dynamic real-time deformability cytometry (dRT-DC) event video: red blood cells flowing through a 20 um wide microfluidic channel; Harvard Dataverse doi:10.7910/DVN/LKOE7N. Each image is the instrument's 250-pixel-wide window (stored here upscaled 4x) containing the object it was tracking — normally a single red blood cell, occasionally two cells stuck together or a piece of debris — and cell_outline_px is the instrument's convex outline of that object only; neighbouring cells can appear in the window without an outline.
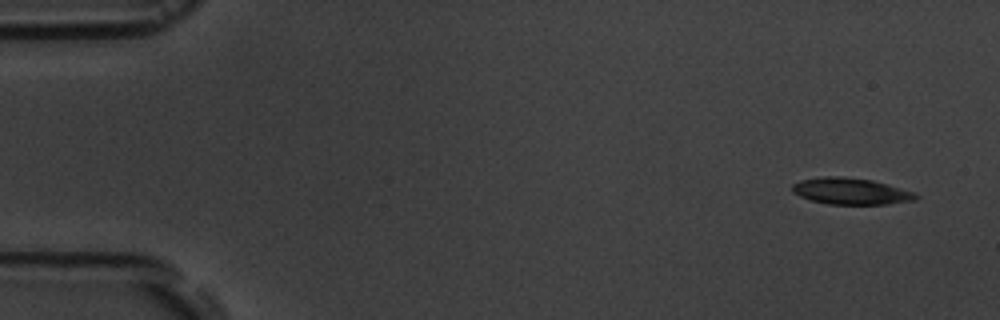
{"species": "common noctule bat (a hibernating species)", "species_latin": "Nyctalus noctula", "temperature_condition": "room temperature", "stored_images_in_passage": 4, "camera_frame_rate_fps": 3000, "um_per_image_px": 0.085, "animal": {"sex": "male", "body_mass_g": 19.5, "forearm_length_mm": 54.6}, "frame": {"image": 1, "passage_image": 1, "time_ms": 0.0, "image_size_px": [1000, 320], "cell_outline_px": [[920, 196], [916, 200], [888, 204], [828, 204], [812, 200], [800, 196], [792, 192], [792, 184], [800, 180], [824, 176], [844, 176], [872, 180], [916, 192]], "centroid_in_image_um": [72.35, 16.25], "position_along_channel_um": 12.7, "area_um2": 19.19}}
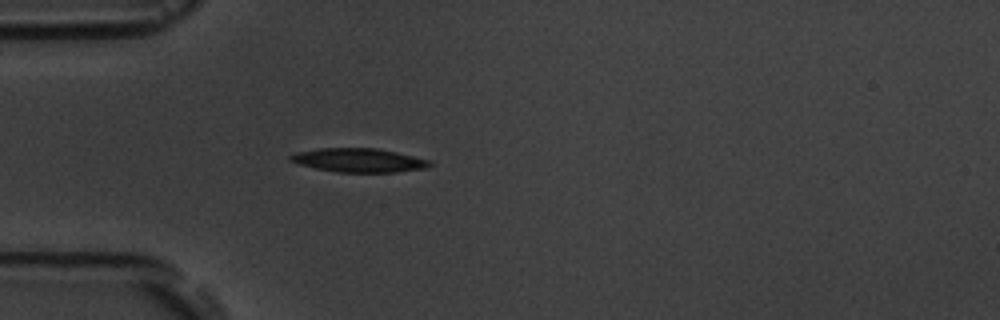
{"frame": {"image": 2, "passage_image": 4, "time_ms": 4.333, "image_size_px": [1000, 320], "cell_outline_px": [[432, 164], [428, 168], [396, 172], [336, 172], [316, 168], [300, 164], [288, 160], [288, 156], [296, 152], [320, 148], [376, 148], [396, 152], [432, 160]], "centroid_in_image_um": [30.52, 13.62], "position_along_channel_um": 54.5, "area_um2": 19.42}}